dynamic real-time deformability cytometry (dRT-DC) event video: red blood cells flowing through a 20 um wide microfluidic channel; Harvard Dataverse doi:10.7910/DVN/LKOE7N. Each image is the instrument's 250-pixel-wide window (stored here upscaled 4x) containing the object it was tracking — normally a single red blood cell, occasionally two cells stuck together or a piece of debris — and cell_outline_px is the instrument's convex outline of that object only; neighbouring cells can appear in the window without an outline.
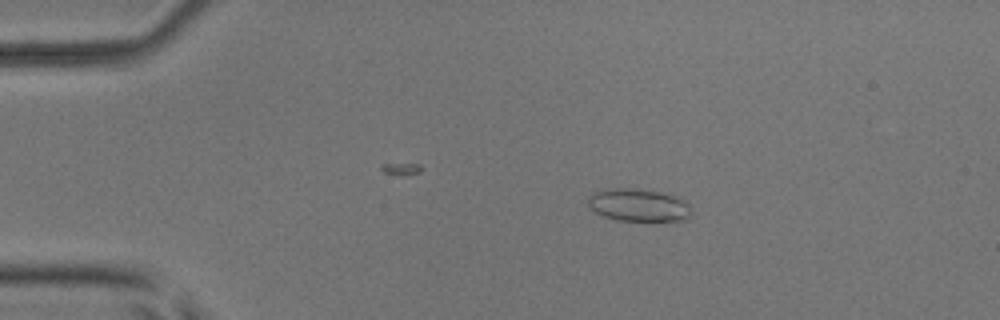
{"species": "common noctule bat (a hibernating species)", "species_latin": "Nyctalus noctula", "temperature_condition": "room temperature", "stored_images_in_passage": 9, "camera_frame_rate_fps": 3000, "um_per_image_px": 0.085, "animal": {"sex": "male", "body_mass_g": 17.9, "forearm_length_mm": 54.2}, "frame": {"image": 1, "passage_image": 3, "time_ms": 0.667, "image_size_px": [1000, 320], "cell_outline_px": [[692, 212], [688, 220], [616, 220], [604, 216], [588, 208], [588, 196], [592, 192], [604, 188], [636, 188], [660, 192], [680, 196], [688, 204]], "centroid_in_image_um": [54.26, 17.41], "position_along_channel_um": 30.7, "area_um2": 20.0}}
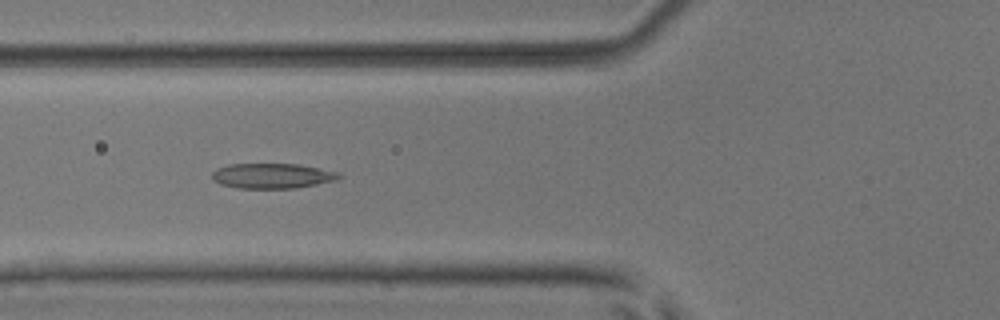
{"frame": {"image": 2, "passage_image": 6, "time_ms": 1.667, "image_size_px": [1000, 320], "cell_outline_px": [[344, 176], [336, 180], [296, 188], [236, 188], [220, 184], [212, 180], [212, 172], [216, 168], [228, 164], [296, 164], [320, 168], [340, 172]], "centroid_in_image_um": [23.14, 14.94], "position_along_channel_um": 102.7, "area_um2": 18.73}}
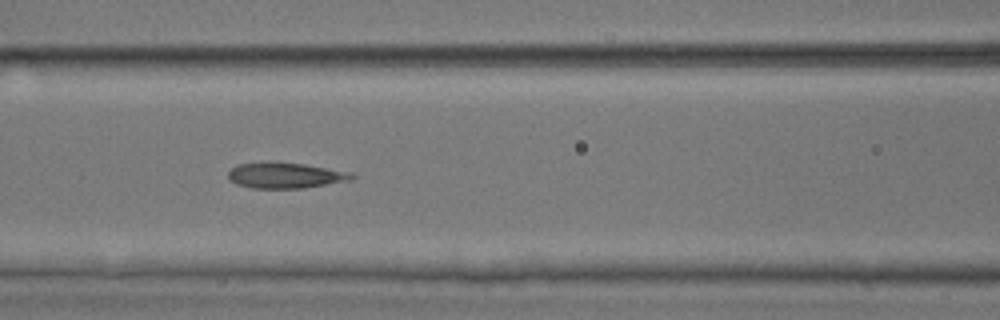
{"frame": {"image": 3, "passage_image": 7, "time_ms": 2.0, "image_size_px": [1000, 320], "cell_outline_px": [[356, 176], [352, 180], [304, 188], [252, 188], [236, 184], [228, 176], [228, 172], [236, 164], [268, 160], [272, 160], [304, 164], [352, 172]], "centroid_in_image_um": [24.25, 14.88], "position_along_channel_um": 142.3, "area_um2": 18.96}}